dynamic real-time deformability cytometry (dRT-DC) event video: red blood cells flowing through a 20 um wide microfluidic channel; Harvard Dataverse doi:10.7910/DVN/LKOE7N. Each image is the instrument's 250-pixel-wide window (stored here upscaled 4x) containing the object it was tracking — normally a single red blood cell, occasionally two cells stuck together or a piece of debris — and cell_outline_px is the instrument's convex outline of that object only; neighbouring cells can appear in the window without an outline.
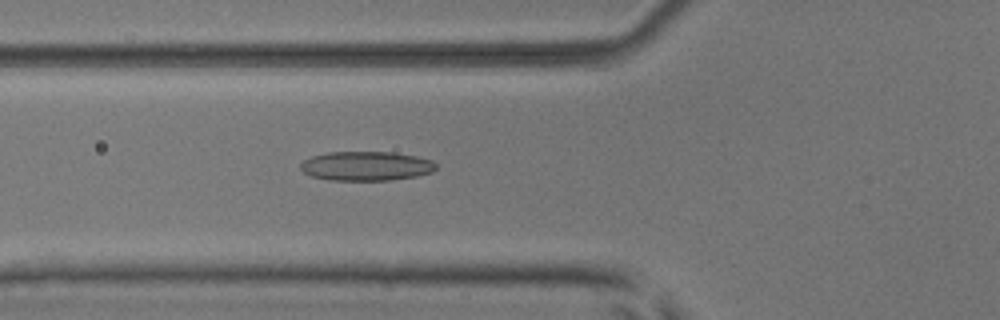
{"species": "common noctule bat (a hibernating species)", "species_latin": "Nyctalus noctula", "temperature_condition": "room temperature", "stored_images_in_passage": 47, "camera_frame_rate_fps": 3000, "um_per_image_px": 0.085, "animal": {"sex": "male", "body_mass_g": 17.9, "forearm_length_mm": 54.2}, "frame": {"image": 1, "passage_image": 15, "time_ms": 4.667, "image_size_px": [1000, 320], "cell_outline_px": [[436, 168], [432, 172], [416, 176], [392, 180], [328, 180], [312, 176], [304, 172], [300, 168], [300, 164], [304, 160], [312, 156], [328, 152], [392, 152], [416, 156], [432, 160], [436, 164]], "centroid_in_image_um": [31.13, 14.11], "position_along_channel_um": 94.7, "area_um2": 23.12}}
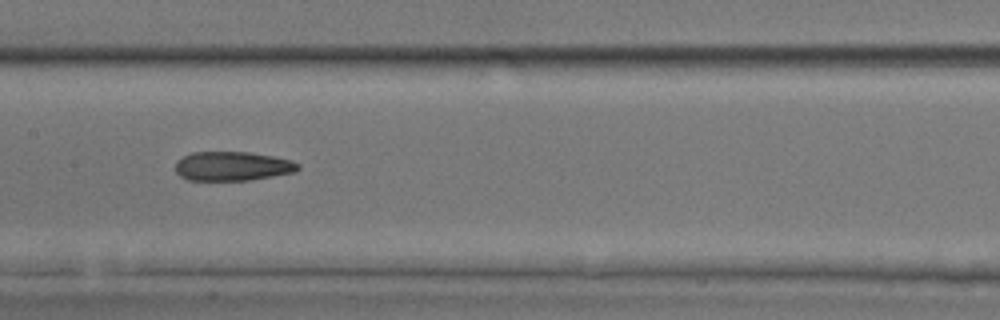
{"frame": {"image": 2, "passage_image": 22, "time_ms": 7.0, "image_size_px": [1000, 320], "cell_outline_px": [[300, 168], [296, 172], [248, 180], [188, 180], [180, 176], [176, 172], [176, 160], [192, 152], [248, 152], [272, 156], [292, 160], [300, 164]], "centroid_in_image_um": [19.76, 14.12], "position_along_channel_um": 187.6, "area_um2": 20.87}}
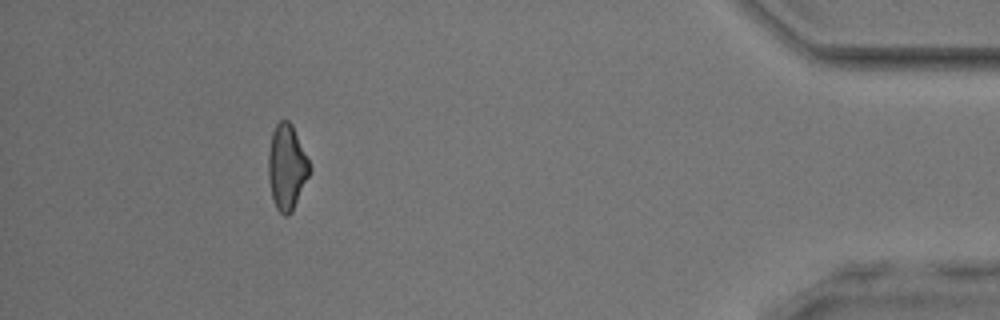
{"frame": {"image": 3, "passage_image": 43, "time_ms": 14.0, "image_size_px": [1000, 320], "cell_outline_px": [[312, 168], [292, 212], [288, 216], [284, 216], [276, 208], [272, 196], [268, 180], [268, 152], [272, 132], [276, 124], [280, 120], [288, 120], [292, 124]], "centroid_in_image_um": [24.37, 14.2], "position_along_channel_um": 410.8, "area_um2": 20.52}, "authors_computed_cell_mechanics": {"area_um2": 21.5594, "velocity_mm_per_s": 3.9817, "shape_relaxation_time_tau1_ms": null, "shape_relaxation_time_tau2_ms": 5.3244, "deformation_change_tau1": null, "deformation_change_tau2": 0.1566}}